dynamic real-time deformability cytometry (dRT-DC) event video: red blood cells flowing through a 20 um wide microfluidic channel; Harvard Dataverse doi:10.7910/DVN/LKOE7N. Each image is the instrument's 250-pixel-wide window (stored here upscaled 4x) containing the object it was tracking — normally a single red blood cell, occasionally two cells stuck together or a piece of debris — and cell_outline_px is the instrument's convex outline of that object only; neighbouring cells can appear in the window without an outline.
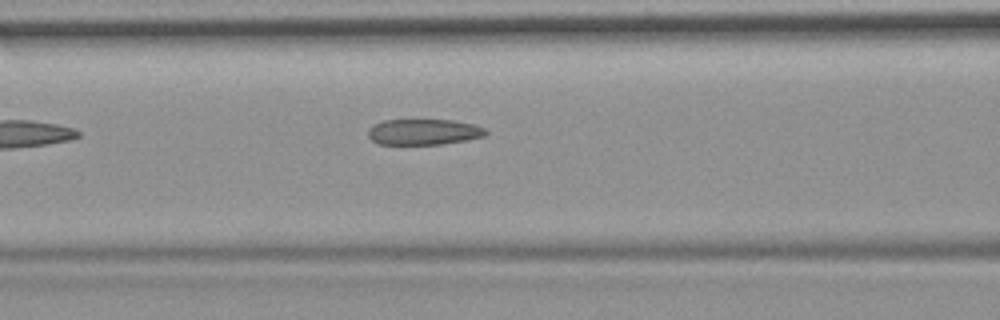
{"species": "common noctule bat (a hibernating species)", "species_latin": "Nyctalus noctula", "temperature_condition": "room temperature", "stored_images_in_passage": 4, "camera_frame_rate_fps": 3000, "um_per_image_px": 0.085, "animal": {"sex": "female", "body_mass_g": 19.9}, "frame": {"image": 1, "passage_image": 4, "time_ms": 4.333, "image_size_px": [1000, 320], "cell_outline_px": [[488, 132], [484, 136], [468, 140], [440, 144], [376, 144], [368, 136], [368, 128], [372, 124], [384, 120], [452, 120], [472, 124], [484, 128]], "centroid_in_image_um": [35.97, 11.21], "position_along_channel_um": 130.6, "area_um2": 17.74}}